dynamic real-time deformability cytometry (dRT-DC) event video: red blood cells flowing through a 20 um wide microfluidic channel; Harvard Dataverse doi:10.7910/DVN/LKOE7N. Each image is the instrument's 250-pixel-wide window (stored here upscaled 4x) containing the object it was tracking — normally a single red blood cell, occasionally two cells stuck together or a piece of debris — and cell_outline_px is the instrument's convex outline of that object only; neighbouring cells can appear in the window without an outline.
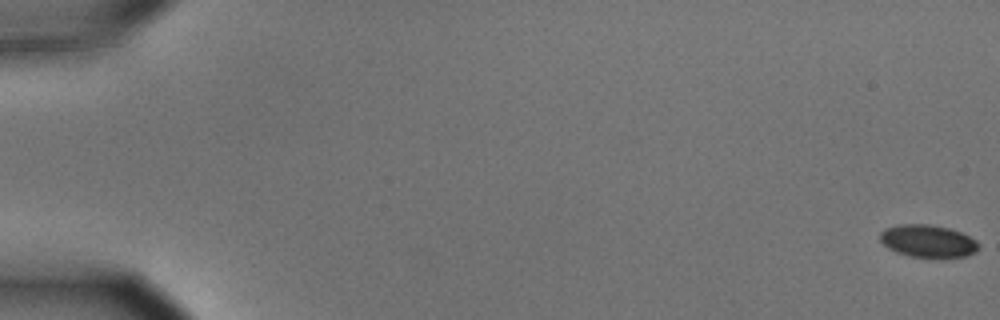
{"species": "common noctule bat (a hibernating species)", "species_latin": "Nyctalus noctula", "temperature_condition": "cold", "stored_images_in_passage": 57, "camera_frame_rate_fps": 3000, "um_per_image_px": 0.085, "animal": {"sex": "male", "body_mass_g": 15.6}, "frame": {"image": 1, "passage_image": 1, "time_ms": 0.0, "image_size_px": [1000, 320], "cell_outline_px": [[980, 248], [976, 252], [968, 256], [912, 256], [896, 252], [888, 248], [880, 240], [880, 232], [884, 228], [900, 224], [928, 224], [948, 228], [960, 232], [976, 240], [980, 244]], "centroid_in_image_um": [78.87, 20.47], "position_along_channel_um": 6.1, "area_um2": 18.44}}
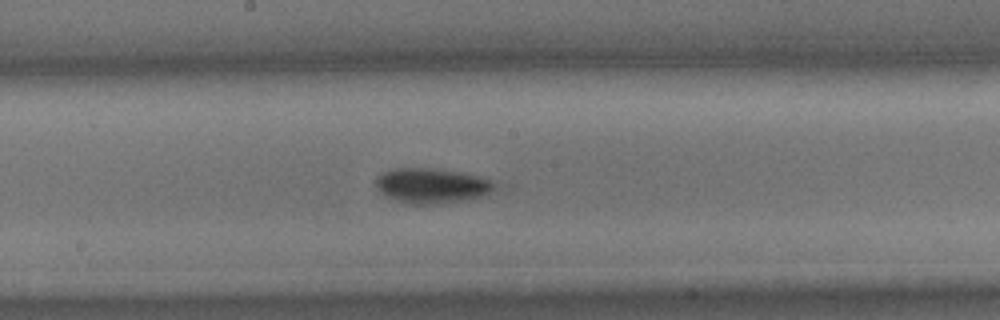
{"frame": {"image": 2, "passage_image": 32, "time_ms": 10.333, "image_size_px": [1000, 320], "cell_outline_px": [[496, 184], [492, 192], [484, 196], [468, 200], [440, 204], [408, 204], [384, 196], [376, 188], [376, 176], [380, 172], [396, 168], [432, 168], [460, 172], [476, 176], [488, 180]], "centroid_in_image_um": [36.65, 15.8], "position_along_channel_um": 211.5, "area_um2": 24.51}}
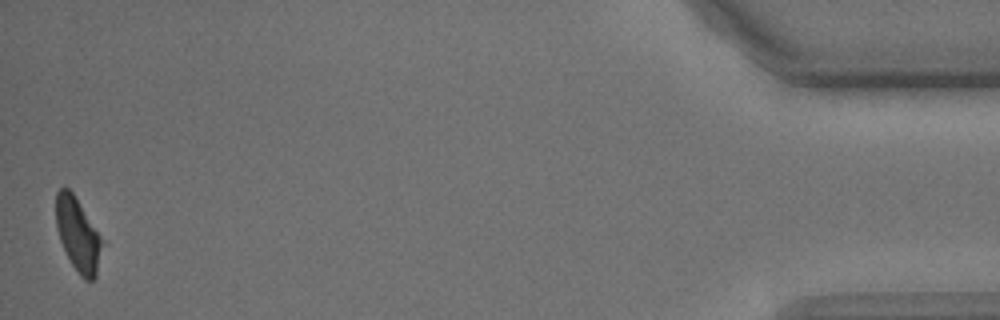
{"frame": {"image": 3, "passage_image": 57, "time_ms": 18.667, "image_size_px": [1000, 320], "cell_outline_px": [[104, 240], [96, 276], [92, 280], [84, 280], [80, 276], [72, 264], [60, 240], [56, 224], [56, 192], [60, 188], [68, 188], [72, 192]], "centroid_in_image_um": [6.64, 19.95], "position_along_channel_um": 428.6, "area_um2": 19.54}, "authors_computed_cell_mechanics": {"area_um2": 22.0218, "velocity_mm_per_s": 3.6044, "shape_relaxation_time_tau1_ms": 6.7814, "shape_relaxation_time_tau2_ms": null, "deformation_change_tau1": 0.1942, "deformation_change_tau2": null}}